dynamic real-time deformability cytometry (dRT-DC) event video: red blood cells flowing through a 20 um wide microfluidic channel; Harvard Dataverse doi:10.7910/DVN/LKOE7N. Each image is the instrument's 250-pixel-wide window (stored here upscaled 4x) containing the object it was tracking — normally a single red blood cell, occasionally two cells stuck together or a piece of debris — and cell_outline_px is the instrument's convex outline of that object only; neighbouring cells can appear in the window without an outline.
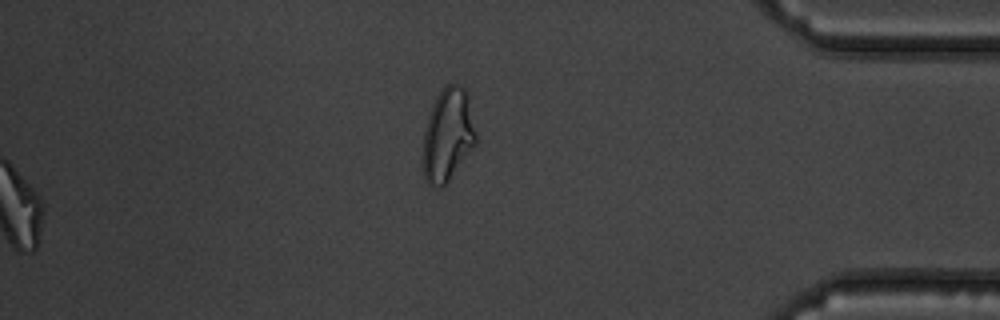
{"species": "common noctule bat (a hibernating species)", "species_latin": "Nyctalus noctula", "temperature_condition": "warm", "stored_images_in_passage": 51, "segment_of_instrument_passage": [2, 2], "camera_frame_rate_fps": 3000, "um_per_image_px": 0.085, "animal": {"sex": "male", "body_mass_g": 19.5, "forearm_length_mm": 54.6}, "frame": {"image": 1, "passage_image": 51, "time_ms": 16.667, "image_size_px": [1000, 320], "cell_outline_px": [[476, 144], [444, 188], [432, 188], [424, 180], [420, 168], [420, 156], [424, 132], [428, 116], [432, 104], [436, 96], [444, 84], [456, 84], [464, 88], [468, 92], [476, 136]], "centroid_in_image_um": [38.01, 11.54], "position_along_channel_um": 397.2, "area_um2": 29.88}}